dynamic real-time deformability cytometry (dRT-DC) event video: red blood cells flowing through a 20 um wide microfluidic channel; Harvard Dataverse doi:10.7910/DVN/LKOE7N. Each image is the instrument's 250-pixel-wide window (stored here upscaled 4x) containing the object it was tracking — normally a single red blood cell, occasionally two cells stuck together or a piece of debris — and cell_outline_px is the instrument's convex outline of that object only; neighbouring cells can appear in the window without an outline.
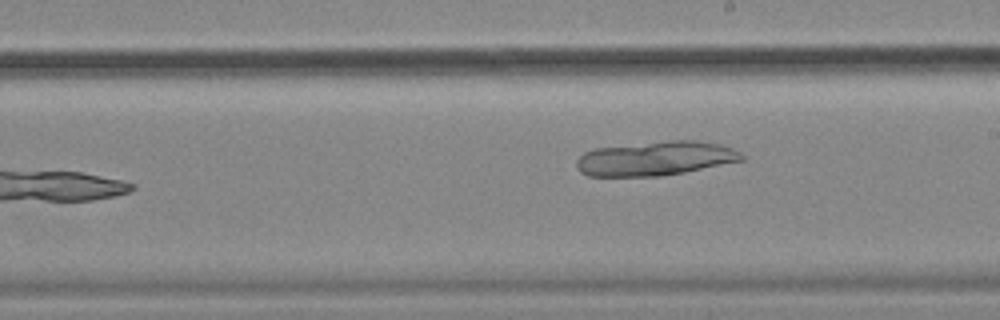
{"species": "common noctule bat (a hibernating species)", "species_latin": "Nyctalus noctula", "temperature_condition": "cold", "stored_images_in_passage": 9, "camera_frame_rate_fps": 3000, "um_per_image_px": 0.085, "animal": {"sex": "female", "body_mass_g": 18.4}, "frame": {"image": 1, "passage_image": 9, "time_ms": 2.667, "image_size_px": [1000, 320], "cell_outline_px": [[744, 160], [684, 172], [660, 176], [588, 176], [580, 172], [576, 168], [576, 160], [584, 152], [596, 148], [668, 140], [696, 140], [720, 144], [732, 148], [740, 152], [744, 156]], "centroid_in_image_um": [55.7, 13.47], "position_along_channel_um": 233.3, "area_um2": 33.0}}